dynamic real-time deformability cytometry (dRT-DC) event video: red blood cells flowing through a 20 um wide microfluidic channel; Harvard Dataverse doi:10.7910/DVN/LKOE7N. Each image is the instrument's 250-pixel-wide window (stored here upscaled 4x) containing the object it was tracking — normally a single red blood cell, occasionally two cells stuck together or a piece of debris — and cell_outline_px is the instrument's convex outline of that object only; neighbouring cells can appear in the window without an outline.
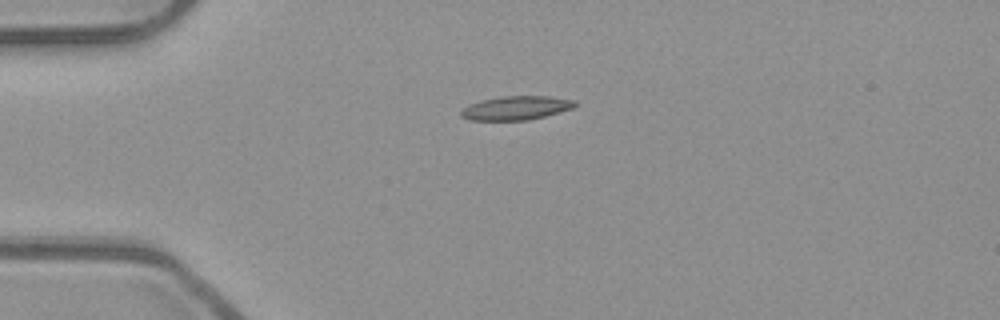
{"species": "common noctule bat (a hibernating species)", "species_latin": "Nyctalus noctula", "temperature_condition": "room temperature", "stored_images_in_passage": 40, "camera_frame_rate_fps": 3000, "um_per_image_px": 0.085, "animal": {"sex": "male", "body_mass_g": 23.1, "forearm_length_mm": 52.7}, "frame": {"image": 1, "passage_image": 1, "time_ms": 0.0, "image_size_px": [1000, 320], "cell_outline_px": [[576, 104], [572, 108], [544, 116], [528, 120], [468, 120], [460, 116], [460, 108], [468, 104], [480, 100], [500, 96], [548, 96], [576, 100]], "centroid_in_image_um": [43.79, 9.17], "position_along_channel_um": 41.2, "area_um2": 15.95}}
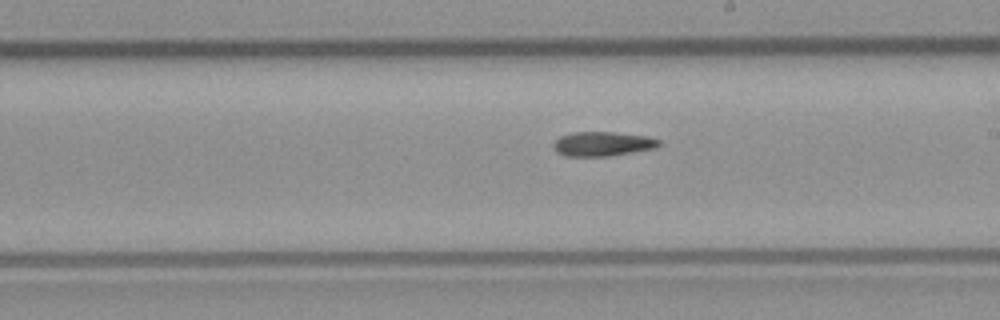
{"frame": {"image": 2, "passage_image": 18, "time_ms": 5.667, "image_size_px": [1000, 320], "cell_outline_px": [[660, 144], [652, 148], [608, 156], [568, 156], [556, 152], [552, 148], [552, 144], [560, 136], [572, 132], [612, 132], [644, 136], [660, 140]], "centroid_in_image_um": [51.13, 12.22], "position_along_channel_um": 237.9, "area_um2": 14.74}}
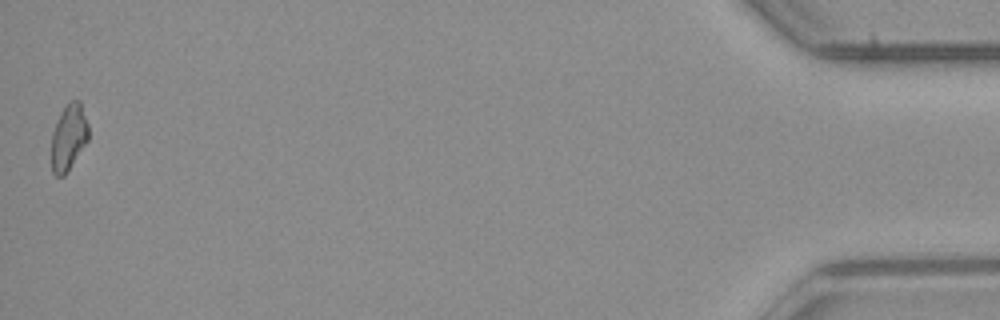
{"frame": {"image": 3, "passage_image": 40, "time_ms": 13.0, "image_size_px": [1000, 320], "cell_outline_px": [[88, 140], [64, 176], [56, 176], [52, 172], [52, 132], [56, 120], [68, 100], [80, 100], [88, 124]], "centroid_in_image_um": [5.83, 11.63], "position_along_channel_um": 429.4, "area_um2": 14.28}}